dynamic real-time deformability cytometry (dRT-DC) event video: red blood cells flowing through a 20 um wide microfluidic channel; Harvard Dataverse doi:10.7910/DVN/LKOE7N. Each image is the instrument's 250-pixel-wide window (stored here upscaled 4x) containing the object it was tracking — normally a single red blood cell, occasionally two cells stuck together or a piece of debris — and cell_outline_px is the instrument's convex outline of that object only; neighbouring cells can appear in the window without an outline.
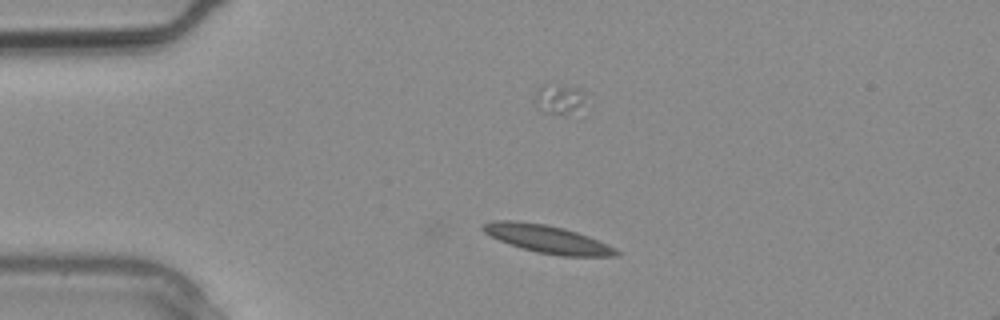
{"species": "common noctule bat (a hibernating species)", "species_latin": "Nyctalus noctula", "temperature_condition": "warm", "stored_images_in_passage": 2, "segment_of_instrument_passage": [1, 2], "camera_frame_rate_fps": 3000, "um_per_image_px": 0.085, "animal": {"sex": "male", "body_mass_g": 20.4}, "frame": {"image": 1, "passage_image": 1, "time_ms": 0.0, "image_size_px": [1000, 320], "cell_outline_px": [[620, 252], [616, 256], [560, 256], [536, 252], [500, 240], [484, 232], [480, 228], [484, 224], [492, 220], [516, 220], [544, 224], [564, 228], [588, 236], [608, 244], [616, 248]], "centroid_in_image_um": [46.54, 20.31], "position_along_channel_um": 38.5, "area_um2": 21.44}}